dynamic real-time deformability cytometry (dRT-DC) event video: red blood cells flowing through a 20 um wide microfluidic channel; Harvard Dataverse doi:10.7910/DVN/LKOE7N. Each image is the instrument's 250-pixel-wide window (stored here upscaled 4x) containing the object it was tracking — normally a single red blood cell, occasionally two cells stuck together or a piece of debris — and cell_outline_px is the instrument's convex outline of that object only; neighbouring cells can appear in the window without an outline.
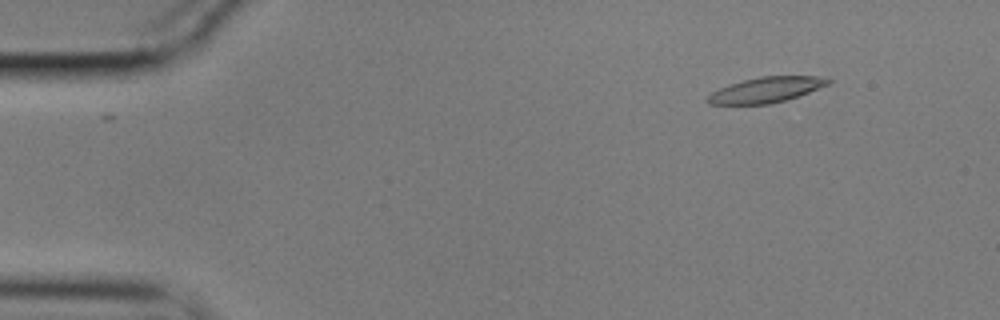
{"species": "common noctule bat (a hibernating species)", "species_latin": "Nyctalus noctula", "temperature_condition": "cold", "stored_images_in_passage": 51, "camera_frame_rate_fps": 3000, "um_per_image_px": 0.085, "animal": {"sex": "male", "body_mass_g": 17.9}, "frame": {"image": 1, "passage_image": 1, "time_ms": 0.0, "image_size_px": [1000, 320], "cell_outline_px": [[832, 84], [772, 104], [708, 104], [704, 100], [712, 92], [720, 88], [744, 80], [760, 76], [816, 76], [832, 80]], "centroid_in_image_um": [65.13, 7.63], "position_along_channel_um": 19.9, "area_um2": 17.69}}
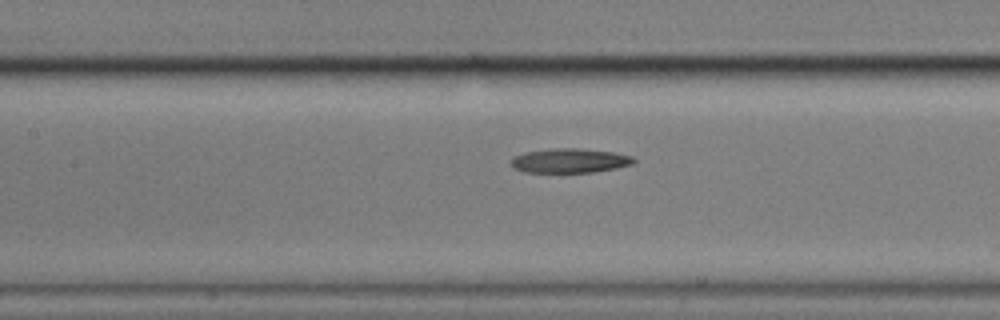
{"frame": {"image": 2, "passage_image": 20, "time_ms": 6.333, "image_size_px": [1000, 320], "cell_outline_px": [[636, 164], [616, 168], [592, 172], [524, 172], [512, 168], [512, 156], [524, 152], [552, 148], [580, 148], [612, 152], [632, 156], [636, 160]], "centroid_in_image_um": [48.43, 13.65], "position_along_channel_um": 159.0, "area_um2": 17.57}}
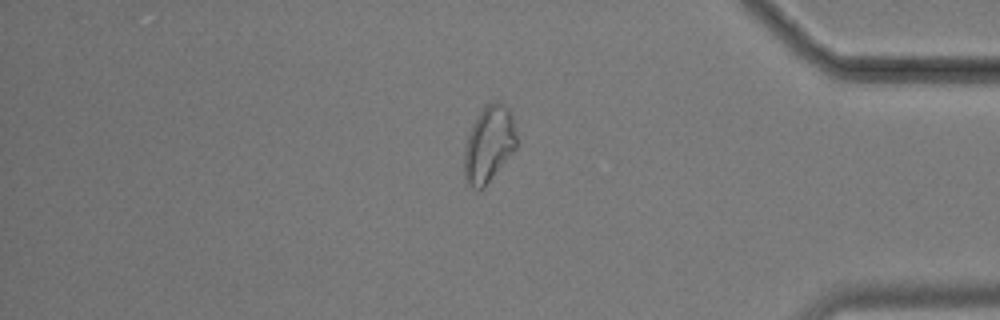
{"frame": {"image": 3, "passage_image": 42, "time_ms": 13.667, "image_size_px": [1000, 320], "cell_outline_px": [[516, 148], [484, 188], [472, 188], [464, 180], [464, 148], [472, 124], [480, 112], [492, 100], [496, 100], [508, 108], [512, 116], [516, 132]], "centroid_in_image_um": [41.54, 12.27], "position_along_channel_um": 393.7, "area_um2": 23.18}}